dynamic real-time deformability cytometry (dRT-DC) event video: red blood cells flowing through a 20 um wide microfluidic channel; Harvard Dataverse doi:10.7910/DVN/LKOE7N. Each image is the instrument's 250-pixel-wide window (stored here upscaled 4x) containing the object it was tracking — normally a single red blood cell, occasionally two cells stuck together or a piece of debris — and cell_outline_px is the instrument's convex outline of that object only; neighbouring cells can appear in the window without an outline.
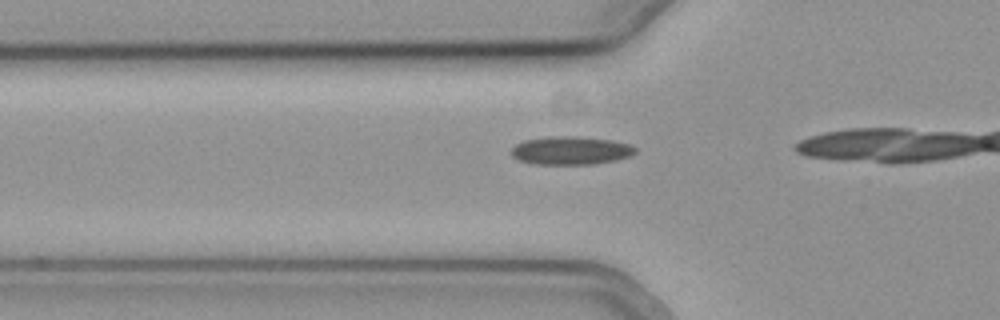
{"species": "common noctule bat (a hibernating species)", "species_latin": "Nyctalus noctula", "temperature_condition": "cold", "stored_images_in_passage": 19, "camera_frame_rate_fps": 3000, "um_per_image_px": 0.085, "animal": {"sex": "female", "body_mass_g": 19.3, "forearm_length_mm": 54.1}, "frame": {"image": 1, "passage_image": 14, "time_ms": 4.333, "image_size_px": [1000, 320], "cell_outline_px": [[636, 152], [632, 156], [616, 160], [592, 164], [532, 164], [516, 160], [512, 156], [512, 148], [516, 144], [524, 140], [552, 136], [572, 136], [612, 140], [628, 144], [636, 148]], "centroid_in_image_um": [48.5, 12.8], "position_along_channel_um": 77.3, "area_um2": 20.46}}